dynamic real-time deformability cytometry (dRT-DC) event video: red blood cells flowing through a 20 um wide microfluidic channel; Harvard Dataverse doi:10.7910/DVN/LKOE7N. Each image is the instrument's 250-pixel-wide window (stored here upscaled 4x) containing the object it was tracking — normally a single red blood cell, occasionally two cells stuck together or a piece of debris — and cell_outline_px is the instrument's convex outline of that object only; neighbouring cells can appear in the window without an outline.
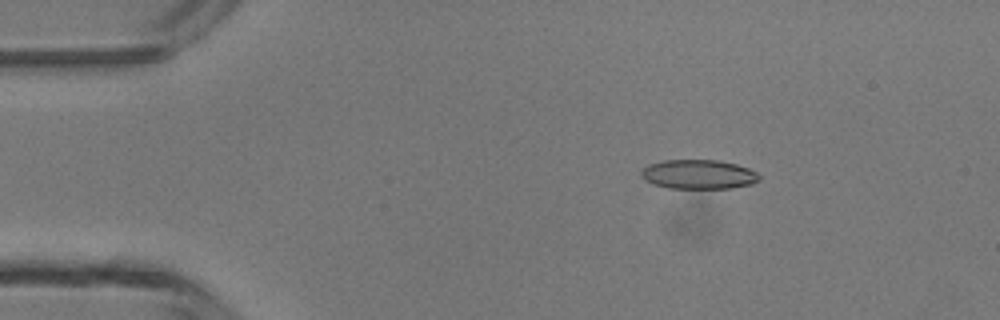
{"species": "common noctule bat (a hibernating species)", "species_latin": "Nyctalus noctula", "temperature_condition": "room temperature", "stored_images_in_passage": 44, "camera_frame_rate_fps": 3000, "um_per_image_px": 0.085, "animal": {"sex": "male", "body_mass_g": 13.3}, "frame": {"image": 1, "passage_image": 5, "time_ms": 1.333, "image_size_px": [1000, 320], "cell_outline_px": [[760, 180], [752, 184], [732, 188], [668, 188], [652, 184], [644, 180], [640, 176], [640, 172], [648, 164], [664, 160], [720, 160], [736, 164], [748, 168], [756, 172], [760, 176]], "centroid_in_image_um": [59.36, 14.82], "position_along_channel_um": 25.6, "area_um2": 20.35}}
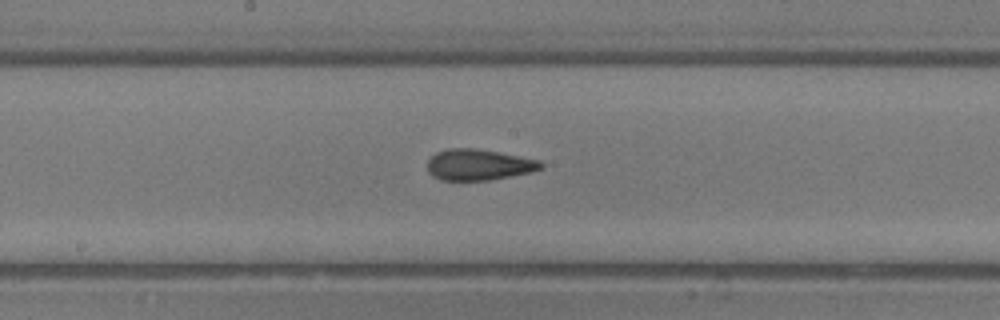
{"frame": {"image": 2, "passage_image": 22, "time_ms": 7.0, "image_size_px": [1000, 320], "cell_outline_px": [[544, 168], [532, 172], [488, 180], [440, 180], [432, 176], [428, 172], [428, 160], [436, 152], [448, 148], [476, 148], [540, 160], [544, 164]], "centroid_in_image_um": [40.69, 14.0], "position_along_channel_um": 207.5, "area_um2": 20.58}}
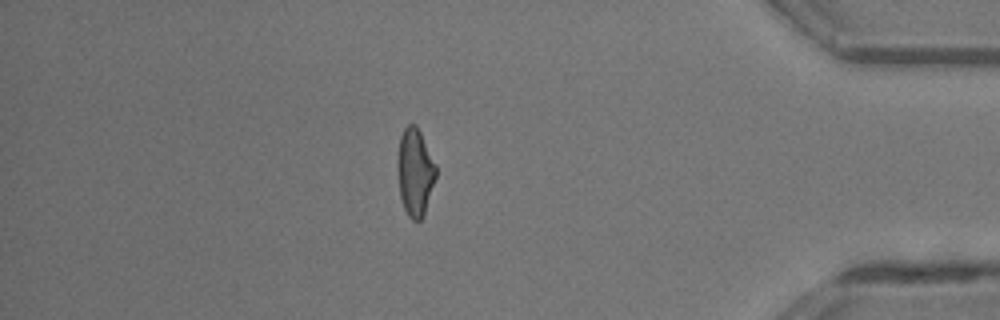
{"frame": {"image": 3, "passage_image": 38, "time_ms": 12.333, "image_size_px": [1000, 320], "cell_outline_px": [[436, 176], [424, 216], [420, 220], [412, 220], [408, 216], [404, 208], [400, 196], [396, 164], [396, 160], [400, 136], [404, 128], [408, 124], [416, 124], [436, 164]], "centroid_in_image_um": [35.26, 14.63], "position_along_channel_um": 399.9, "area_um2": 19.77}, "authors_computed_cell_mechanics": {"area_um2": 20.4323, "velocity_mm_per_s": 4.3802, "shape_relaxation_time_tau1_ms": null, "shape_relaxation_time_tau2_ms": 1.9134, "deformation_change_tau1": null, "deformation_change_tau2": 0.1031}}